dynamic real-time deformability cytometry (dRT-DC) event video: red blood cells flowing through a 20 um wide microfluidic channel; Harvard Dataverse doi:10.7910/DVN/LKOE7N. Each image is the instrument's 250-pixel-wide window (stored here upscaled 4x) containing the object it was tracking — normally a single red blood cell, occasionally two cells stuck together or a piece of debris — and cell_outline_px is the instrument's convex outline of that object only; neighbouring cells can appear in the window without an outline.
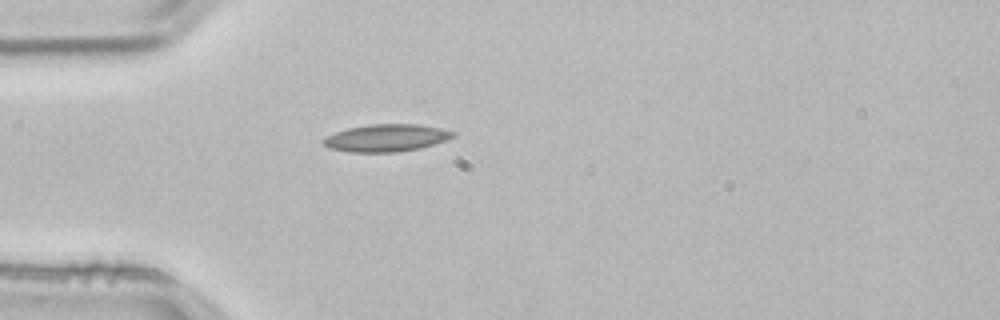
{"species": "common noctule bat (a hibernating species)", "species_latin": "Nyctalus noctula", "temperature_condition": "room temperature", "stored_images_in_passage": 1, "camera_frame_rate_fps": 3000, "um_per_image_px": 0.085, "animal": {"sex": "male", "body_mass_g": 21.5, "forearm_length_mm": 52.0}, "frame": {"image": 1, "passage_image": 1, "time_ms": 0.0, "image_size_px": [1000, 320], "cell_outline_px": [[456, 136], [420, 148], [396, 152], [348, 152], [328, 148], [320, 140], [336, 132], [348, 128], [372, 124], [416, 124], [440, 128], [456, 132]], "centroid_in_image_um": [32.81, 11.72], "position_along_channel_um": 52.2, "area_um2": 20.52}}